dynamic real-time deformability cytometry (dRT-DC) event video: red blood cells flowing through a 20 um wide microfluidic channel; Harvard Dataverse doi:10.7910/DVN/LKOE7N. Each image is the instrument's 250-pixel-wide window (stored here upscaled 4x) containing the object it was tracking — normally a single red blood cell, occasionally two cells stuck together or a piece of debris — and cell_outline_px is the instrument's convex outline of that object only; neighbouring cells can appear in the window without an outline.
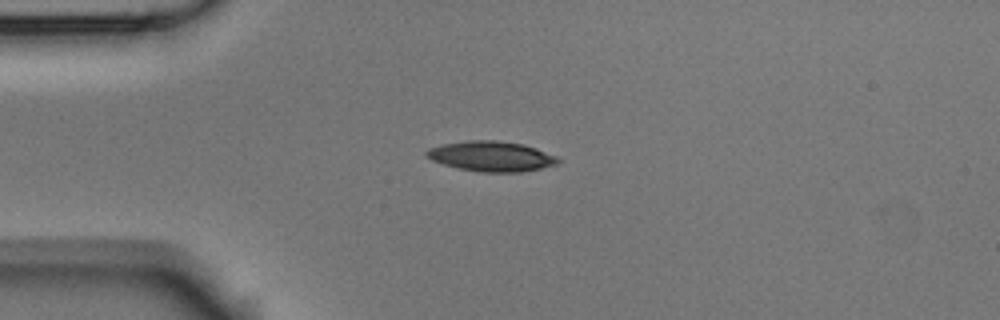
{"species": "Egyptian fruit bat (a non-hibernating species)", "species_latin": "Rousettus aegyptiacus", "temperature_condition": "room temperature", "stored_images_in_passage": 7, "camera_frame_rate_fps": 3000, "um_per_image_px": 0.085, "animal": {"sex": "male"}, "frame": {"image": 1, "passage_image": 2, "time_ms": 0.333, "image_size_px": [1000, 320], "cell_outline_px": [[560, 160], [556, 164], [540, 168], [520, 172], [480, 172], [456, 168], [432, 160], [424, 152], [428, 148], [444, 144], [468, 140], [496, 140], [524, 144], [536, 148], [556, 156]], "centroid_in_image_um": [41.75, 13.28], "position_along_channel_um": 43.2, "area_um2": 23.0}}
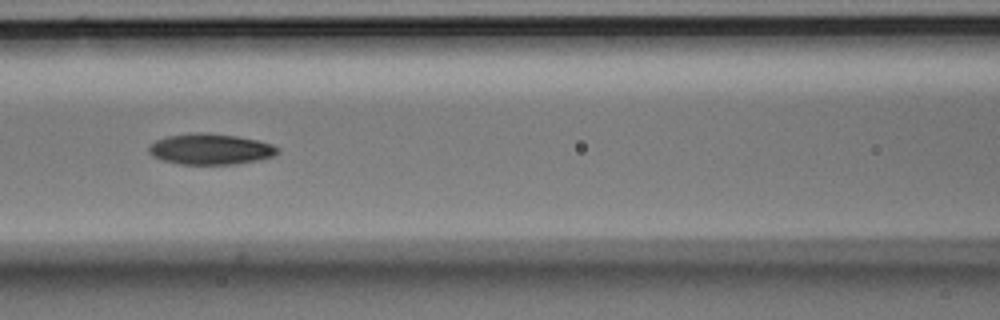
{"frame": {"image": 2, "passage_image": 5, "time_ms": 1.333, "image_size_px": [1000, 320], "cell_outline_px": [[280, 152], [272, 156], [260, 160], [236, 164], [180, 164], [164, 160], [152, 156], [148, 152], [148, 144], [156, 140], [168, 136], [196, 132], [204, 132], [236, 136], [260, 140], [272, 144], [280, 148]], "centroid_in_image_um": [17.91, 12.67], "position_along_channel_um": 148.7, "area_um2": 23.35}}
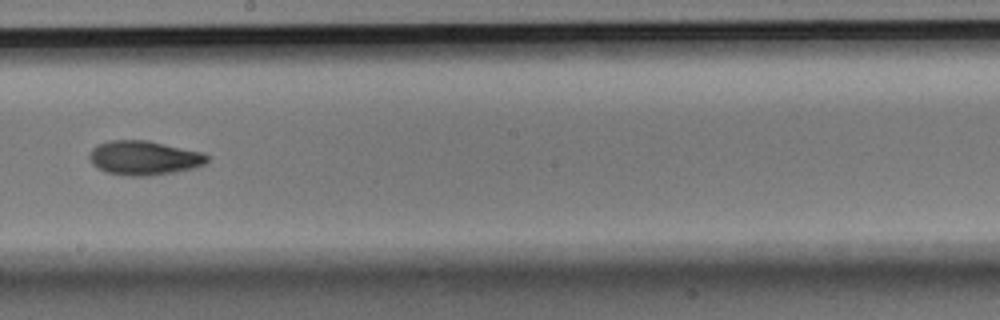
{"frame": {"image": 3, "passage_image": 7, "time_ms": 2.0, "image_size_px": [1000, 320], "cell_outline_px": [[208, 160], [204, 164], [192, 168], [172, 172], [148, 176], [128, 176], [104, 172], [96, 168], [92, 164], [88, 156], [88, 152], [96, 144], [108, 140], [148, 140], [204, 152], [208, 156]], "centroid_in_image_um": [12.18, 13.41], "position_along_channel_um": 236.0, "area_um2": 23.81}}